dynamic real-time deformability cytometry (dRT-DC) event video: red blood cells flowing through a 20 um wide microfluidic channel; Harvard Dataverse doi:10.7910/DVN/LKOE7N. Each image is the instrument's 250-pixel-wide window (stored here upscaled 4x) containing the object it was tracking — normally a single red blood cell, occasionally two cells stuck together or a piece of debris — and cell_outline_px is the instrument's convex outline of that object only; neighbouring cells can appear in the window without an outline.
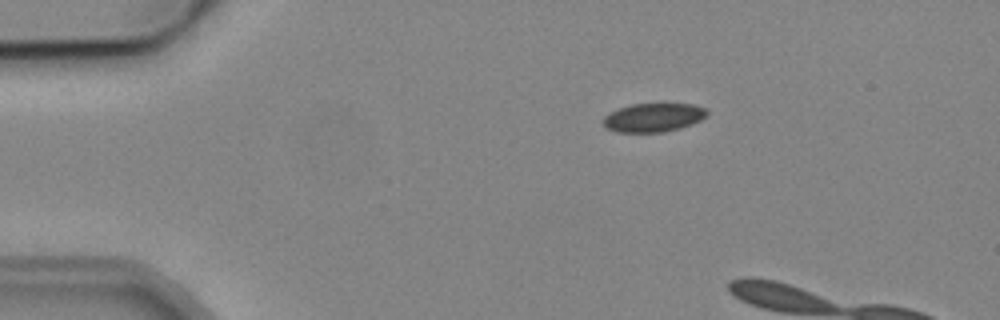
{"species": "common noctule bat (a hibernating species)", "species_latin": "Nyctalus noctula", "temperature_condition": "cold", "stored_images_in_passage": 3, "camera_frame_rate_fps": 3000, "um_per_image_px": 0.085, "animal": {"sex": "male", "body_mass_g": 19.2, "forearm_length_mm": 51.8}, "frame": {"image": 1, "passage_image": 2, "time_ms": 1.0, "image_size_px": [1000, 320], "cell_outline_px": [[708, 116], [692, 124], [680, 128], [664, 132], [616, 132], [608, 128], [604, 124], [604, 116], [620, 108], [632, 104], [692, 104], [704, 108], [708, 112]], "centroid_in_image_um": [55.57, 9.99], "position_along_channel_um": 29.4, "area_um2": 17.17}}